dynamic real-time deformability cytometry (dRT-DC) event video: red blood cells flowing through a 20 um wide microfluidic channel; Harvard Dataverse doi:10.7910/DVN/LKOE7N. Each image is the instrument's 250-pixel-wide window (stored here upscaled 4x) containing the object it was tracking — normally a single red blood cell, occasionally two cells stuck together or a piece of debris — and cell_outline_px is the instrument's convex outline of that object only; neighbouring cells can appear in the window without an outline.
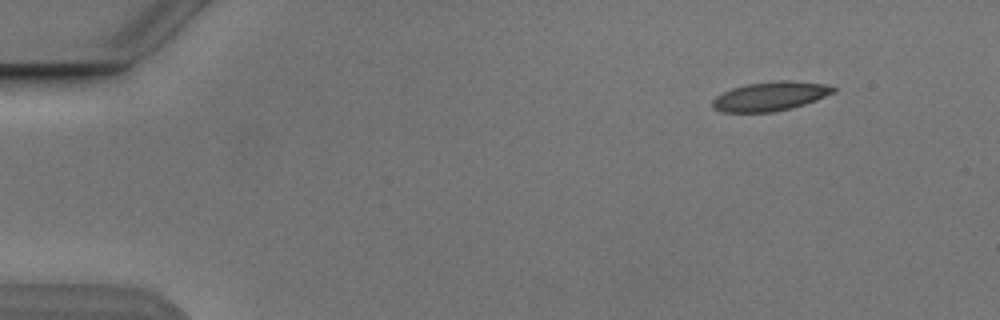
{"species": "Egyptian fruit bat (a non-hibernating species)", "species_latin": "Rousettus aegyptiacus", "temperature_condition": "cold", "stored_images_in_passage": 2, "camera_frame_rate_fps": 3000, "um_per_image_px": 0.085, "animal": {"sex": "male"}, "frame": {"image": 1, "passage_image": 2, "time_ms": 1.0, "image_size_px": [1000, 320], "cell_outline_px": [[836, 92], [816, 100], [792, 108], [772, 112], [724, 112], [712, 108], [712, 100], [716, 96], [732, 88], [748, 84], [780, 80], [788, 80], [832, 84], [836, 88]], "centroid_in_image_um": [65.52, 8.17], "position_along_channel_um": 19.5, "area_um2": 20.63}}